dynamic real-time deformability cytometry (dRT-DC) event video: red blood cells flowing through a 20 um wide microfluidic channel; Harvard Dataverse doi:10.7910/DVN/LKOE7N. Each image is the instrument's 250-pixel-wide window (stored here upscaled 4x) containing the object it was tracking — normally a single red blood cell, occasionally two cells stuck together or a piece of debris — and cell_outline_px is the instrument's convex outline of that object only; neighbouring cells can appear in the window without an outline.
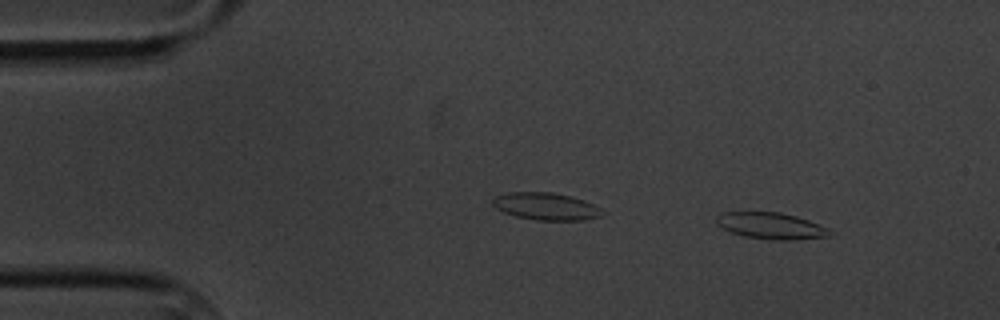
{"species": "common noctule bat (a hibernating species)", "species_latin": "Nyctalus noctula", "temperature_condition": "cold", "stored_images_in_passage": 4, "camera_frame_rate_fps": 3000, "um_per_image_px": 0.085, "animal": {"sex": "male", "body_mass_g": 20.1, "forearm_length_mm": 53.5}, "frame": {"image": 1, "passage_image": 1, "time_ms": 0.0, "image_size_px": [1000, 320], "cell_outline_px": [[828, 236], [792, 240], [772, 240], [744, 236], [732, 232], [716, 224], [716, 216], [724, 212], [780, 212], [796, 216], [808, 220], [828, 228]], "centroid_in_image_um": [65.5, 19.19], "position_along_channel_um": 19.5, "area_um2": 17.22}}